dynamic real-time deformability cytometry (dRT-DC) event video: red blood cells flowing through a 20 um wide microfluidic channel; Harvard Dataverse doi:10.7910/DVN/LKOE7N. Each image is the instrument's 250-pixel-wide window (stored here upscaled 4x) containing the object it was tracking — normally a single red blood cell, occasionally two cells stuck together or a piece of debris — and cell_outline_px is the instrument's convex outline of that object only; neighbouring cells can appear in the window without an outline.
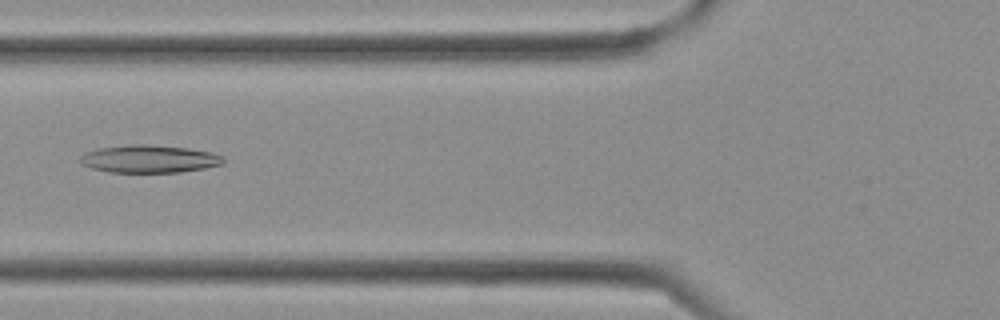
{"species": "Egyptian fruit bat (a non-hibernating species)", "species_latin": "Rousettus aegyptiacus", "temperature_condition": "cold", "stored_images_in_passage": 4, "camera_frame_rate_fps": 3000, "um_per_image_px": 0.085, "frame": {"image": 1, "passage_image": 4, "time_ms": 1.0, "image_size_px": [1000, 320], "cell_outline_px": [[224, 164], [204, 168], [180, 172], [108, 172], [92, 168], [80, 164], [80, 156], [84, 152], [96, 148], [128, 144], [144, 144], [188, 148], [212, 152], [224, 156]], "centroid_in_image_um": [12.66, 13.5], "position_along_channel_um": 113.1, "area_um2": 23.35}}